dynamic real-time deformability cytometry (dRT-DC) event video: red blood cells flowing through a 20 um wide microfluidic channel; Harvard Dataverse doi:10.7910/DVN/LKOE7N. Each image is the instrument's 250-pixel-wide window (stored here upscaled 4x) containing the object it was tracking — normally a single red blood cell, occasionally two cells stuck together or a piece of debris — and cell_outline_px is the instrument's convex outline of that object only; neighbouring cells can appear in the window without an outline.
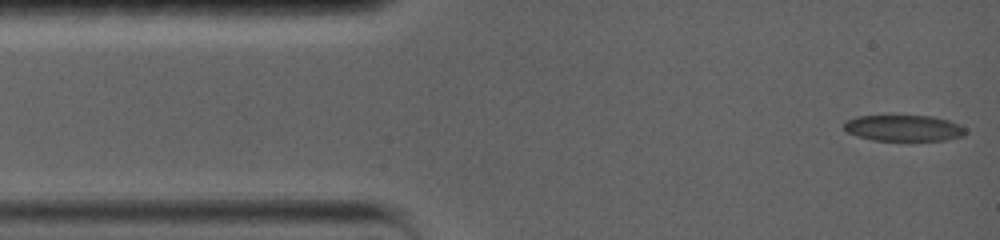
{"species": "common noctule bat (a hibernating species)", "species_latin": "Nyctalus noctula", "temperature_condition": "warm", "stored_images_in_passage": 34, "camera_frame_rate_fps": 5000, "um_per_image_px": 0.085, "animal": {"sex": "female", "body_mass_g": 19.0, "forearm_length_mm": 56.7}, "frame": {"image": 1, "passage_image": 1, "time_ms": 0.0, "image_size_px": [1000, 240], "cell_outline_px": [[964, 136], [948, 140], [872, 140], [856, 136], [848, 132], [844, 128], [844, 120], [856, 116], [932, 116], [948, 120], [960, 124], [964, 128]], "centroid_in_image_um": [76.79, 10.88], "position_along_channel_um": 8.2, "area_um2": 18.5}}
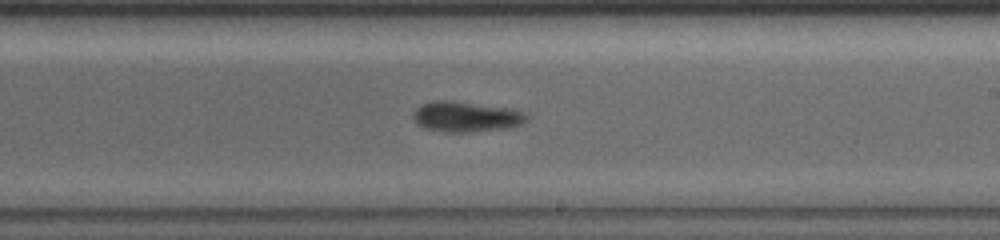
{"frame": {"image": 2, "passage_image": 15, "time_ms": 2.8, "image_size_px": [1000, 240], "cell_outline_px": [[528, 116], [520, 124], [508, 128], [472, 132], [444, 132], [424, 128], [416, 124], [412, 116], [412, 112], [420, 104], [432, 100], [456, 100], [516, 108], [524, 112]], "centroid_in_image_um": [39.58, 9.89], "position_along_channel_um": 249.4, "area_um2": 20.75}}
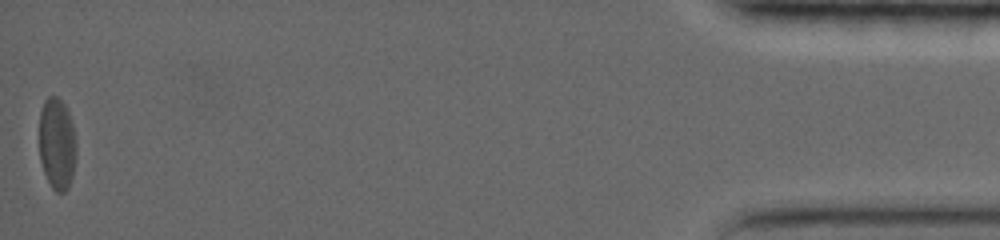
{"frame": {"image": 3, "passage_image": 34, "time_ms": 6.6, "image_size_px": [1000, 240], "cell_outline_px": [[76, 156], [72, 176], [68, 188], [64, 192], [56, 192], [52, 188], [44, 172], [40, 160], [40, 112], [44, 100], [48, 96], [56, 96], [68, 108], [76, 140]], "centroid_in_image_um": [4.85, 12.21], "position_along_channel_um": 430.3, "area_um2": 19.88}}